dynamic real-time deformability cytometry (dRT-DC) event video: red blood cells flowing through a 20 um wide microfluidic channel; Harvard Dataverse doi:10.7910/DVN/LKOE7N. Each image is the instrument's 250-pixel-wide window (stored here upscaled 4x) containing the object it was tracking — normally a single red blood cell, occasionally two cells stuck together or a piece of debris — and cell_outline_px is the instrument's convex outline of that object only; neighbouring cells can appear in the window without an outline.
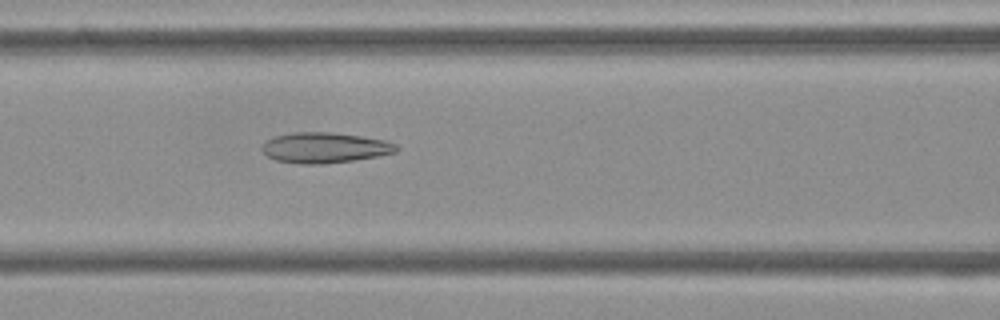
{"species": "Egyptian fruit bat (a non-hibernating species)", "species_latin": "Rousettus aegyptiacus", "temperature_condition": "cold", "stored_images_in_passage": 44, "camera_frame_rate_fps": 3000, "um_per_image_px": 0.085, "frame": {"image": 1, "passage_image": 13, "time_ms": 4.0, "image_size_px": [1000, 320], "cell_outline_px": [[400, 148], [396, 152], [376, 156], [352, 160], [324, 164], [300, 164], [276, 160], [268, 156], [260, 148], [264, 140], [276, 136], [296, 132], [332, 132], [360, 136], [384, 140], [396, 144]], "centroid_in_image_um": [27.57, 12.55], "position_along_channel_um": 139.0, "area_um2": 23.81}}
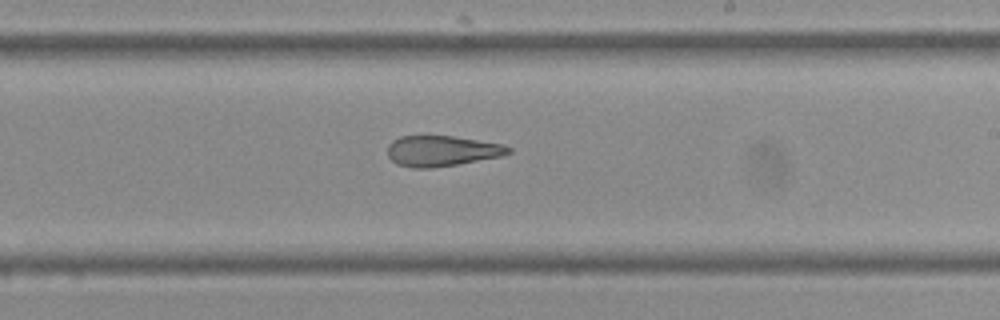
{"frame": {"image": 2, "passage_image": 22, "time_ms": 7.0, "image_size_px": [1000, 320], "cell_outline_px": [[512, 152], [500, 156], [456, 164], [432, 168], [412, 168], [396, 164], [388, 156], [388, 144], [392, 140], [400, 136], [452, 136], [504, 144], [512, 148]], "centroid_in_image_um": [37.53, 12.82], "position_along_channel_um": 251.5, "area_um2": 21.5}}
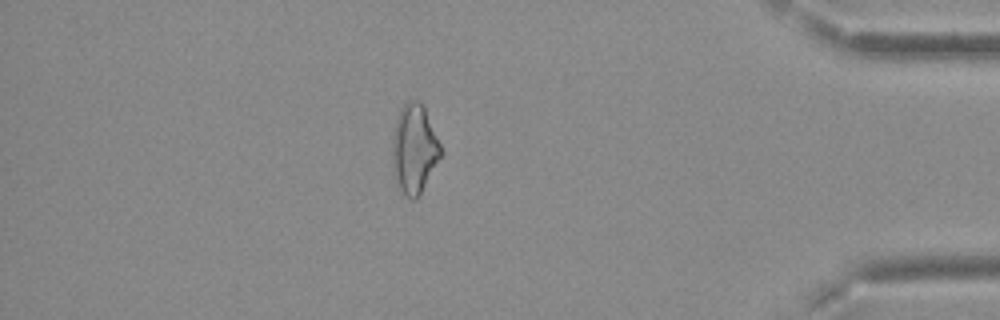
{"frame": {"image": 3, "passage_image": 37, "time_ms": 12.0, "image_size_px": [1000, 320], "cell_outline_px": [[444, 152], [420, 192], [412, 200], [400, 188], [396, 180], [392, 164], [392, 136], [396, 120], [400, 108], [404, 100], [420, 100], [424, 108]], "centroid_in_image_um": [35.2, 12.58], "position_along_channel_um": 400.0, "area_um2": 24.91}, "authors_computed_cell_mechanics": {"area_um2": 24.3049, "velocity_mm_per_s": 3.7497, "shape_relaxation_time_tau1_ms": null, "shape_relaxation_time_tau2_ms": 4.1247, "deformation_change_tau1": null, "deformation_change_tau2": 0.1477}}